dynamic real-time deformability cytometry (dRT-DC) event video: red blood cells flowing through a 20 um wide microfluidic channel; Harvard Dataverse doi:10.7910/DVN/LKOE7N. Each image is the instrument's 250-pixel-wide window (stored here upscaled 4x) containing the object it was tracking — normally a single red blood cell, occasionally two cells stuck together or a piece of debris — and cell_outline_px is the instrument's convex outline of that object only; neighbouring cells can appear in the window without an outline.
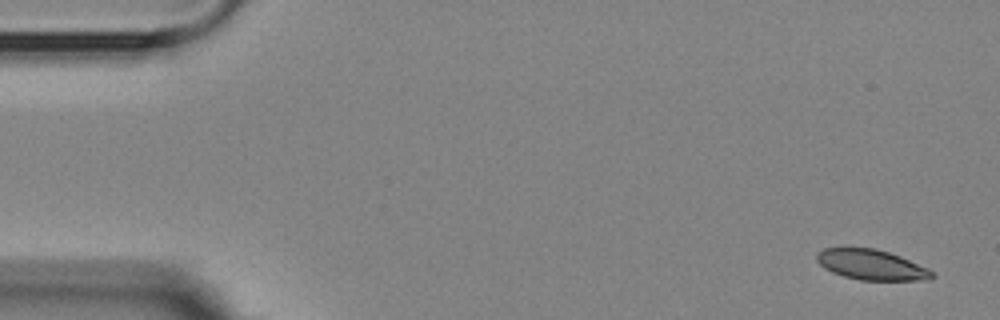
{"species": "Egyptian fruit bat (a non-hibernating species)", "species_latin": "Rousettus aegyptiacus", "temperature_condition": "room temperature", "stored_images_in_passage": 6, "camera_frame_rate_fps": 3000, "um_per_image_px": 0.085, "animal": {"sex": "female"}, "frame": {"image": 1, "passage_image": 1, "time_ms": 0.0, "image_size_px": [1000, 320], "cell_outline_px": [[932, 276], [928, 280], [860, 280], [844, 276], [832, 272], [824, 268], [816, 260], [816, 252], [824, 248], [876, 248], [900, 256], [928, 268], [932, 272]], "centroid_in_image_um": [74.03, 22.5], "position_along_channel_um": 11.0, "area_um2": 20.23}}
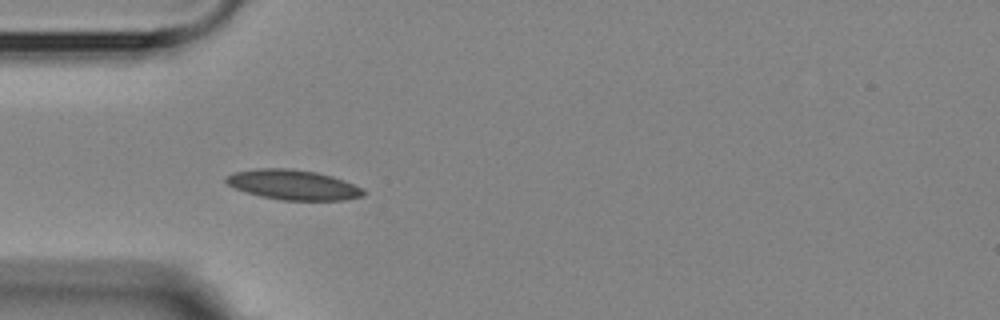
{"frame": {"image": 2, "passage_image": 5, "time_ms": 4.667, "image_size_px": [1000, 320], "cell_outline_px": [[368, 192], [364, 196], [344, 200], [280, 200], [260, 196], [236, 188], [228, 184], [224, 180], [224, 176], [232, 172], [256, 168], [292, 168], [316, 172], [332, 176], [344, 180]], "centroid_in_image_um": [24.9, 15.7], "position_along_channel_um": 60.1, "area_um2": 24.1}}
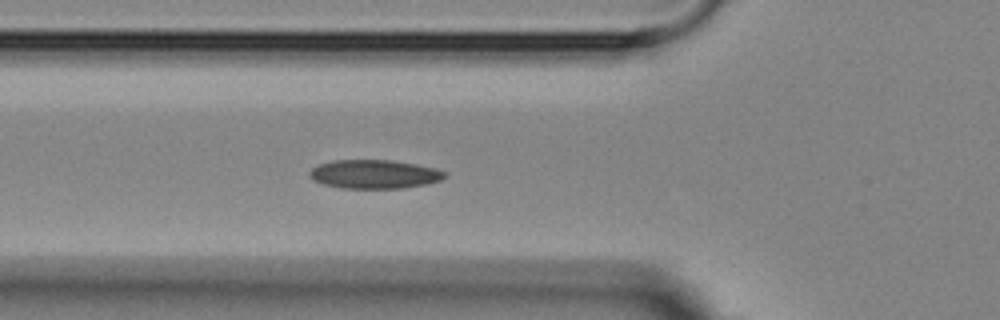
{"frame": {"image": 3, "passage_image": 6, "time_ms": 5.667, "image_size_px": [1000, 320], "cell_outline_px": [[444, 176], [440, 180], [428, 184], [404, 188], [340, 188], [324, 184], [312, 180], [308, 176], [308, 172], [312, 168], [320, 164], [336, 160], [392, 160], [436, 168], [444, 172]], "centroid_in_image_um": [31.78, 14.81], "position_along_channel_um": 94.0, "area_um2": 22.6}}